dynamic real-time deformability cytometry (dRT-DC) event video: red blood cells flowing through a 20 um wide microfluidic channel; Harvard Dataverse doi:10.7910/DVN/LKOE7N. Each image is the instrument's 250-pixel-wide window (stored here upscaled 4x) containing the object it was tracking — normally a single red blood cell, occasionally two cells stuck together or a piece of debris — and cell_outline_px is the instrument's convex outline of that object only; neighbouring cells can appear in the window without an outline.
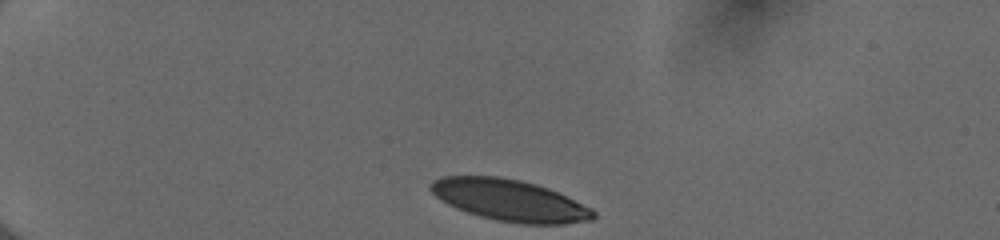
{"species": "human", "species_latin": "Homo sapiens", "temperature_condition": "cold", "stored_images_in_passage": 36, "camera_frame_rate_fps": 3000, "um_per_image_px": 0.085, "donor": {"sex": "female"}, "frame": {"image": 1, "passage_image": 1, "time_ms": 0.0, "image_size_px": [1000, 240], "cell_outline_px": [[596, 216], [592, 220], [564, 224], [520, 224], [496, 220], [480, 216], [456, 208], [440, 200], [428, 188], [428, 184], [432, 180], [440, 176], [500, 176], [520, 180], [536, 184], [548, 188], [592, 208], [596, 212]], "centroid_in_image_um": [43.3, 17.02], "position_along_channel_um": 41.7, "area_um2": 39.54}}
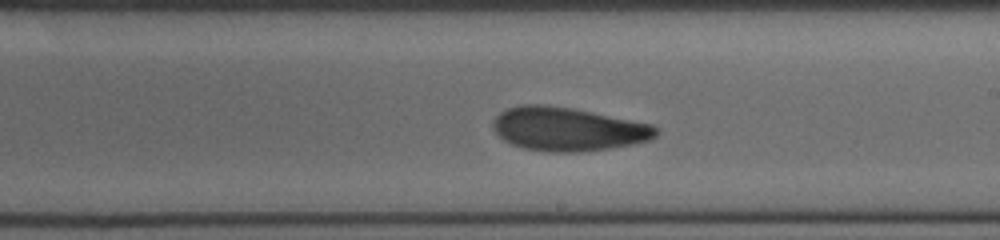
{"frame": {"image": 2, "passage_image": 21, "time_ms": 6.667, "image_size_px": [1000, 240], "cell_outline_px": [[660, 132], [652, 140], [632, 144], [608, 148], [580, 152], [544, 152], [524, 148], [512, 144], [504, 140], [492, 128], [492, 120], [500, 112], [508, 108], [520, 104], [540, 104], [572, 108], [652, 124], [660, 128]], "centroid_in_image_um": [48.27, 10.97], "position_along_channel_um": 240.7, "area_um2": 41.62}}
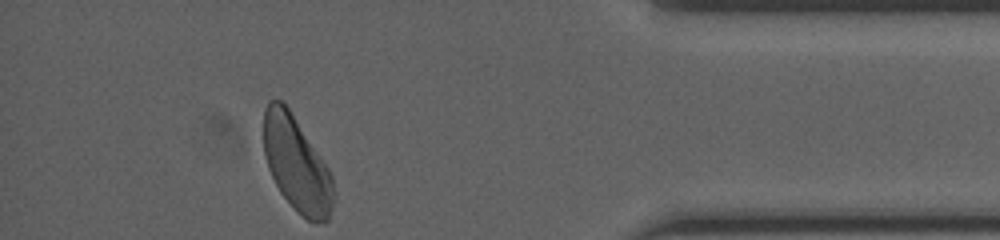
{"frame": {"image": 3, "passage_image": 36, "time_ms": 11.667, "image_size_px": [1000, 240], "cell_outline_px": [[332, 208], [328, 220], [312, 224], [296, 212], [280, 192], [268, 168], [264, 156], [264, 108], [268, 100], [280, 100], [288, 108], [328, 168], [332, 176]], "centroid_in_image_um": [25.18, 13.99], "position_along_channel_um": 410.0, "area_um2": 38.15}, "authors_computed_cell_mechanics": {"area_um2": 41.4137, "velocity_mm_per_s": 3.9845, "shape_relaxation_time_tau1_ms": 5.1279, "shape_relaxation_time_tau2_ms": 3.0339, "deformation_change_tau1": 0.1487, "deformation_change_tau2": 0.1105}}